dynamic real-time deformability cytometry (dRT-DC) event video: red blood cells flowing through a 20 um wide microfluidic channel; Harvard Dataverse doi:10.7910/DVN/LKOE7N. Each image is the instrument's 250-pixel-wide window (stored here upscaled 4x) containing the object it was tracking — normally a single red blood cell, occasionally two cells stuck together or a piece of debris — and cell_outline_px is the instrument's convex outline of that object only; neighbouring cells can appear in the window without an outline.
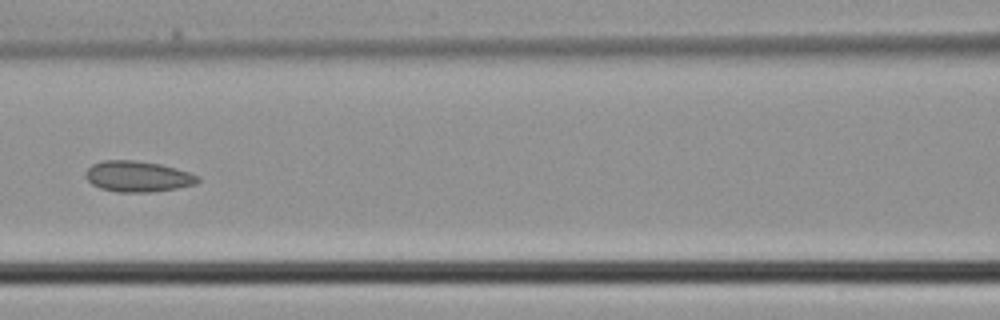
{"species": "common noctule bat (a hibernating species)", "species_latin": "Nyctalus noctula", "temperature_condition": "cold", "stored_images_in_passage": 5, "camera_frame_rate_fps": 3000, "um_per_image_px": 0.085, "animal": {"sex": "male", "body_mass_g": 21.5, "forearm_length_mm": 52.0}, "frame": {"image": 1, "passage_image": 5, "time_ms": 1.333, "image_size_px": [1000, 320], "cell_outline_px": [[200, 180], [196, 184], [176, 188], [148, 192], [116, 192], [100, 188], [92, 184], [84, 176], [84, 172], [92, 164], [104, 160], [136, 160], [160, 164], [176, 168], [200, 176]], "centroid_in_image_um": [11.69, 14.99], "position_along_channel_um": 154.9, "area_um2": 20.23}}